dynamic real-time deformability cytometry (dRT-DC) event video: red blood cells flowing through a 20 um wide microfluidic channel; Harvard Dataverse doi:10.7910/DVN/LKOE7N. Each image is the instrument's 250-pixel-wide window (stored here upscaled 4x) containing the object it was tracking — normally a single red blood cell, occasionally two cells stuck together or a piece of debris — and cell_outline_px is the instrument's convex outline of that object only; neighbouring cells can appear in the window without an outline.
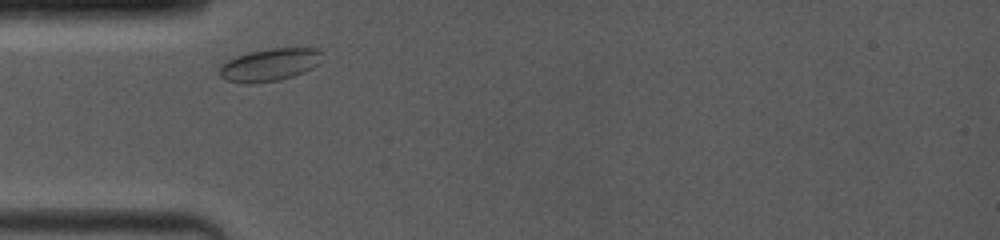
{"species": "common noctule bat (a hibernating species)", "species_latin": "Nyctalus noctula", "temperature_condition": "room temperature", "stored_images_in_passage": 6, "camera_frame_rate_fps": 4000, "um_per_image_px": 0.085, "animal": {"sex": "female", "body_mass_g": 19.0, "forearm_length_mm": 53.3}, "frame": {"image": 1, "passage_image": 1, "time_ms": 0.0, "image_size_px": [1000, 240], "cell_outline_px": [[324, 52], [316, 64], [312, 68], [304, 72], [280, 80], [252, 84], [244, 84], [228, 80], [220, 76], [220, 64], [236, 56], [252, 52], [272, 48], [320, 48]], "centroid_in_image_um": [22.92, 5.51], "position_along_channel_um": 62.1, "area_um2": 19.42}}
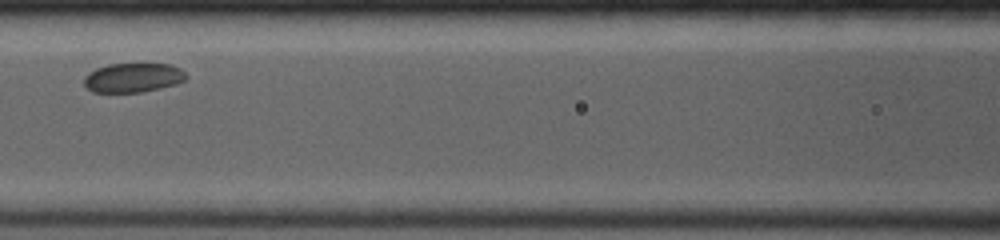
{"frame": {"image": 2, "passage_image": 3, "time_ms": 2.5, "image_size_px": [1000, 240], "cell_outline_px": [[188, 76], [184, 80], [176, 84], [160, 88], [140, 92], [92, 92], [84, 84], [84, 76], [88, 72], [96, 68], [108, 64], [168, 64], [180, 68]], "centroid_in_image_um": [11.29, 6.6], "position_along_channel_um": 155.3, "area_um2": 17.4}}
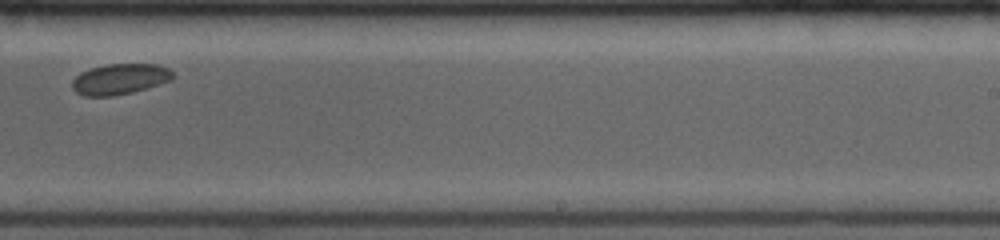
{"frame": {"image": 3, "passage_image": 6, "time_ms": 5.75, "image_size_px": [1000, 240], "cell_outline_px": [[176, 76], [172, 80], [132, 92], [112, 96], [84, 96], [76, 92], [72, 88], [72, 80], [80, 72], [104, 64], [156, 64], [168, 68]], "centroid_in_image_um": [10.18, 6.72], "position_along_channel_um": 278.8, "area_um2": 18.03}}